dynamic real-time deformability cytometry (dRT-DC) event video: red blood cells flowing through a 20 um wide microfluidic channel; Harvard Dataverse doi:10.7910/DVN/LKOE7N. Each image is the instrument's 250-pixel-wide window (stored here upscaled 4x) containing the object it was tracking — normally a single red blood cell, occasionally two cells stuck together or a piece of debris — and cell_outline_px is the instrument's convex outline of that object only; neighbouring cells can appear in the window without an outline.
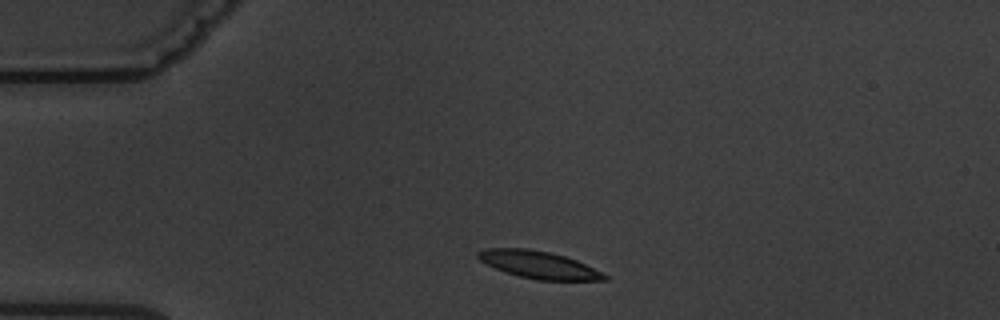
{"species": "common noctule bat (a hibernating species)", "species_latin": "Nyctalus noctula", "temperature_condition": "warm", "stored_images_in_passage": 2, "camera_frame_rate_fps": 3000, "um_per_image_px": 0.085, "animal": {"sex": "male", "body_mass_g": 19.5, "forearm_length_mm": 54.6}, "frame": {"image": 1, "passage_image": 1, "time_ms": 0.0, "image_size_px": [1000, 320], "cell_outline_px": [[608, 280], [536, 280], [504, 272], [480, 260], [476, 256], [476, 252], [484, 248], [528, 248], [548, 252], [564, 256], [576, 260], [608, 276]], "centroid_in_image_um": [45.74, 22.5], "position_along_channel_um": 39.3, "area_um2": 19.94}}